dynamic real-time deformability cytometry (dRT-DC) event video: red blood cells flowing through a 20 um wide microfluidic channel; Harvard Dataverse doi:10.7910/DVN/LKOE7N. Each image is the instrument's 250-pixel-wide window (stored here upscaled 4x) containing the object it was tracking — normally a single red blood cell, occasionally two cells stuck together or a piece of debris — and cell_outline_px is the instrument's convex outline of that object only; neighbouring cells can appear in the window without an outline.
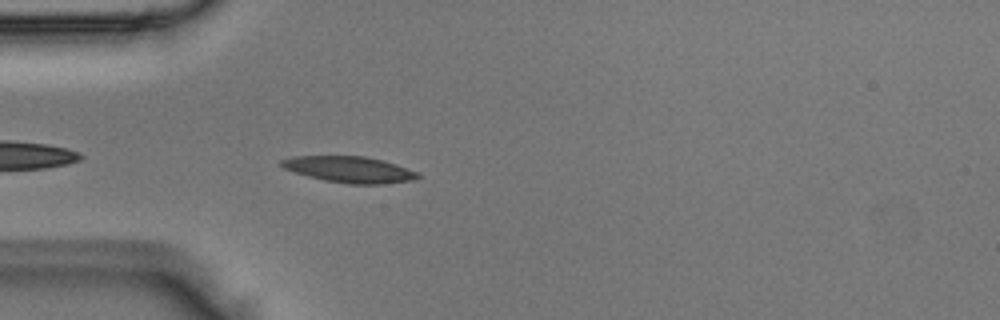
{"species": "Egyptian fruit bat (a non-hibernating species)", "species_latin": "Rousettus aegyptiacus", "temperature_condition": "room temperature", "stored_images_in_passage": 3, "camera_frame_rate_fps": 3000, "um_per_image_px": 0.085, "animal": {"sex": "male"}, "frame": {"image": 1, "passage_image": 3, "time_ms": 0.667, "image_size_px": [1000, 320], "cell_outline_px": [[420, 176], [412, 180], [384, 184], [348, 184], [324, 180], [308, 176], [284, 168], [280, 164], [280, 160], [292, 156], [364, 156], [380, 160], [420, 172]], "centroid_in_image_um": [29.69, 14.41], "position_along_channel_um": 55.3, "area_um2": 20.63}}